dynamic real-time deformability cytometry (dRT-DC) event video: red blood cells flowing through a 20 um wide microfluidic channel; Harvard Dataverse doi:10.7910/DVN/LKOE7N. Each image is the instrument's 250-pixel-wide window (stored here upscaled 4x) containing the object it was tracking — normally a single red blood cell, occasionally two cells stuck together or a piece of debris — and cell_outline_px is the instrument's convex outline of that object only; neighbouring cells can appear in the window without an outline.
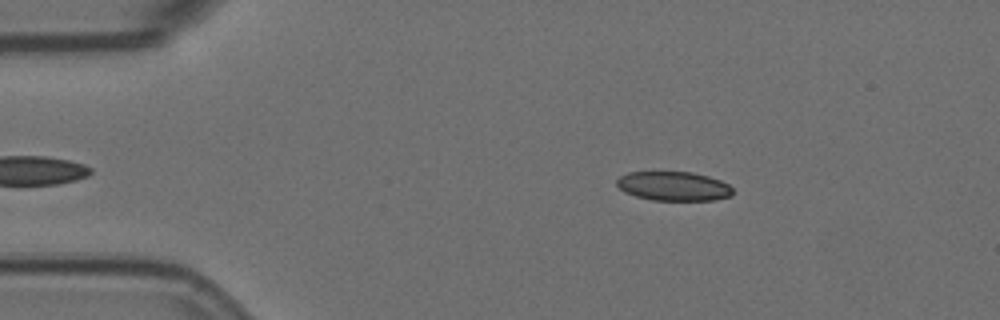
{"species": "Egyptian fruit bat (a non-hibernating species)", "species_latin": "Rousettus aegyptiacus", "temperature_condition": "room temperature", "stored_images_in_passage": 3, "camera_frame_rate_fps": 3000, "um_per_image_px": 0.085, "animal": {"sex": "female"}, "frame": {"image": 1, "passage_image": 1, "time_ms": 0.0, "image_size_px": [1000, 320], "cell_outline_px": [[732, 196], [716, 200], [652, 200], [636, 196], [624, 192], [616, 184], [616, 180], [620, 176], [628, 172], [692, 172], [708, 176], [720, 180], [728, 184], [732, 188]], "centroid_in_image_um": [57.26, 15.82], "position_along_channel_um": 27.7, "area_um2": 19.77}}
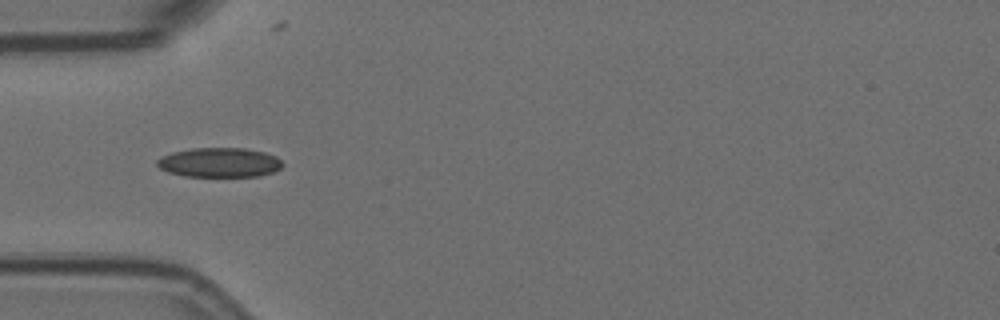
{"frame": {"image": 2, "passage_image": 3, "time_ms": 0.667, "image_size_px": [1000, 320], "cell_outline_px": [[284, 164], [280, 168], [272, 172], [260, 176], [184, 176], [168, 172], [160, 168], [156, 164], [156, 160], [160, 156], [172, 152], [192, 148], [244, 148], [264, 152], [276, 156]], "centroid_in_image_um": [18.63, 13.8], "position_along_channel_um": 66.4, "area_um2": 21.62}}